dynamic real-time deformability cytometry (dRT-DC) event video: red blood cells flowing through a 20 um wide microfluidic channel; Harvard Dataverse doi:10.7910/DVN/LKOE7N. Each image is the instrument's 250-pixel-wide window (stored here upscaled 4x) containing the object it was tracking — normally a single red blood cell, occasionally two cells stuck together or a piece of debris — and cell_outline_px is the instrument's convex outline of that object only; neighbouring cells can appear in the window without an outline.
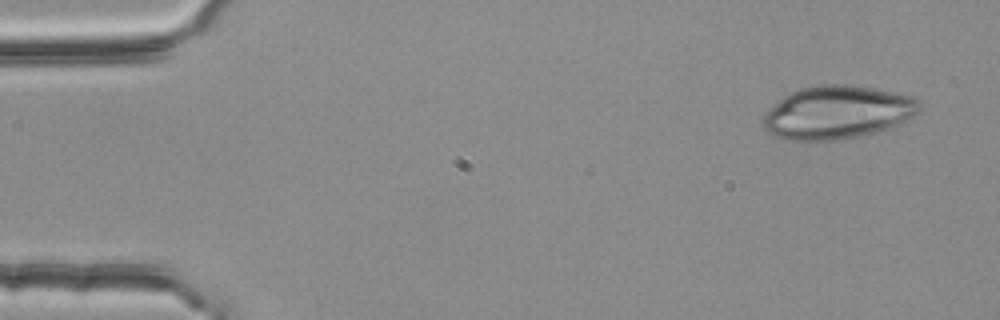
{"species": "common noctule bat (a hibernating species)", "species_latin": "Nyctalus noctula", "temperature_condition": "room temperature", "stored_images_in_passage": 4, "camera_frame_rate_fps": 3000, "um_per_image_px": 0.085, "animal": {"sex": "female", "body_mass_g": 25.1}, "frame": {"image": 1, "passage_image": 1, "time_ms": 0.0, "image_size_px": [1000, 320], "cell_outline_px": [[920, 112], [888, 128], [876, 132], [860, 136], [836, 140], [784, 140], [772, 136], [764, 128], [764, 116], [784, 96], [800, 88], [820, 84], [852, 84], [912, 96], [920, 104]], "centroid_in_image_um": [71.17, 9.55], "position_along_channel_um": 13.8, "area_um2": 48.03}}